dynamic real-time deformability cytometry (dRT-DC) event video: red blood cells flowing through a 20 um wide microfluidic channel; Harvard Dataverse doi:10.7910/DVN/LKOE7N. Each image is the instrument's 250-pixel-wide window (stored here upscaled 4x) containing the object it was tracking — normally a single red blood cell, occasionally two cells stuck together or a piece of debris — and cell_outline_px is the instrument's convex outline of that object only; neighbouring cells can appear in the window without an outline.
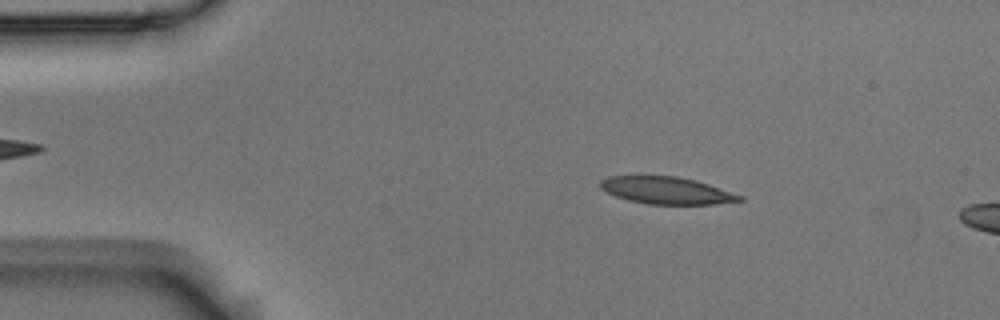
{"species": "Egyptian fruit bat (a non-hibernating species)", "species_latin": "Rousettus aegyptiacus", "temperature_condition": "room temperature", "stored_images_in_passage": 55, "camera_frame_rate_fps": 3000, "um_per_image_px": 0.085, "animal": {"sex": "male"}, "frame": {"image": 1, "passage_image": 8, "time_ms": 2.333, "image_size_px": [1000, 320], "cell_outline_px": [[744, 200], [712, 204], [648, 204], [628, 200], [616, 196], [600, 188], [600, 180], [608, 176], [640, 172], [676, 176], [696, 180], [744, 196]], "centroid_in_image_um": [56.56, 16.13], "position_along_channel_um": 28.4, "area_um2": 22.89}}
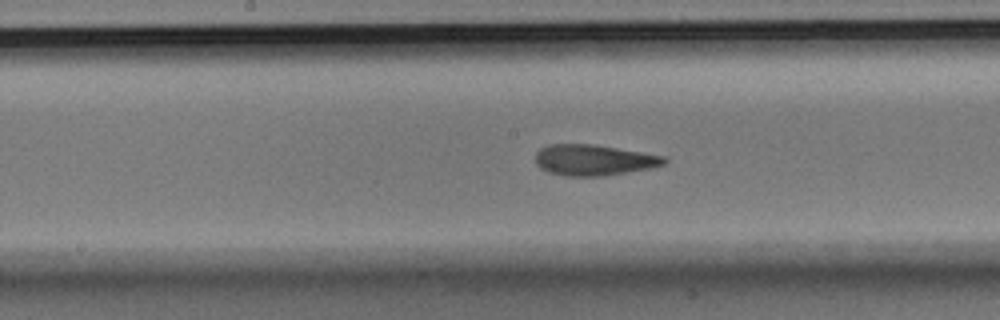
{"frame": {"image": 2, "passage_image": 27, "time_ms": 8.667, "image_size_px": [1000, 320], "cell_outline_px": [[668, 160], [664, 164], [652, 168], [604, 176], [568, 176], [548, 172], [540, 168], [536, 164], [536, 152], [540, 148], [548, 144], [592, 144], [664, 156]], "centroid_in_image_um": [50.45, 13.61], "position_along_channel_um": 197.8, "area_um2": 23.12}}
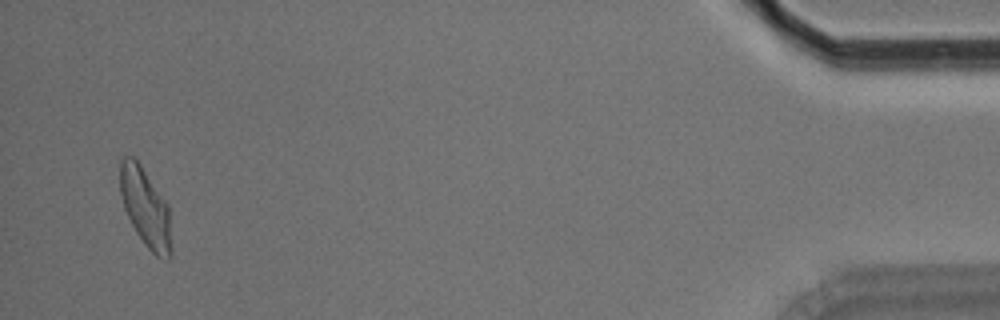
{"frame": {"image": 3, "passage_image": 53, "time_ms": 17.333, "image_size_px": [1000, 320], "cell_outline_px": [[172, 252], [168, 260], [164, 260], [156, 256], [144, 244], [136, 232], [124, 208], [120, 196], [120, 160], [124, 156], [132, 156], [140, 164], [168, 204], [172, 248]], "centroid_in_image_um": [12.37, 17.67], "position_along_channel_um": 422.8, "area_um2": 23.58}}